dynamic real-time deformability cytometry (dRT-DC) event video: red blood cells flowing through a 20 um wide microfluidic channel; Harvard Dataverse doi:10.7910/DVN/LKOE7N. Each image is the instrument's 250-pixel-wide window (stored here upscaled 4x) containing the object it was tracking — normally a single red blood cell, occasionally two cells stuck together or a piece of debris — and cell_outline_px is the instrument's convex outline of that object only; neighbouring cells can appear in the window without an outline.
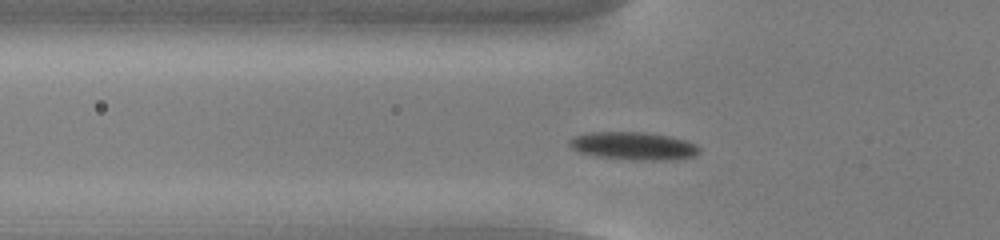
{"species": "common noctule bat (a hibernating species)", "species_latin": "Nyctalus noctula", "temperature_condition": "cold", "stored_images_in_passage": 46, "camera_frame_rate_fps": 3000, "um_per_image_px": 0.085, "animal": {"sex": "male", "body_mass_g": 13.0, "forearm_length_mm": 53.1}, "frame": {"image": 1, "passage_image": 10, "time_ms": 3.0, "image_size_px": [1000, 240], "cell_outline_px": [[700, 152], [692, 156], [672, 160], [632, 160], [596, 156], [580, 152], [572, 148], [568, 144], [568, 140], [576, 136], [592, 132], [644, 132], [668, 136], [684, 140], [696, 144], [700, 148]], "centroid_in_image_um": [53.85, 12.41], "position_along_channel_um": 72.0, "area_um2": 20.98}}
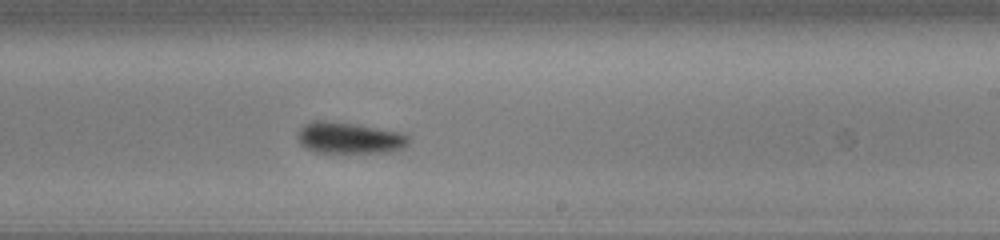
{"frame": {"image": 2, "passage_image": 25, "time_ms": 8.0, "image_size_px": [1000, 240], "cell_outline_px": [[408, 144], [404, 148], [392, 152], [316, 152], [300, 144], [296, 136], [296, 132], [304, 124], [312, 120], [324, 120], [356, 124], [400, 132], [408, 136]], "centroid_in_image_um": [29.66, 11.71], "position_along_channel_um": 259.3, "area_um2": 20.35}}
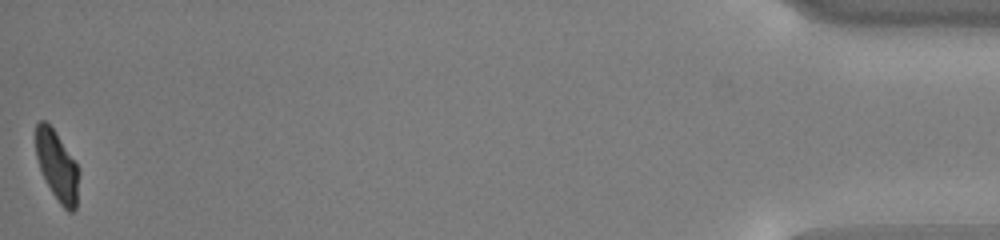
{"frame": {"image": 3, "passage_image": 46, "time_ms": 15.0, "image_size_px": [1000, 240], "cell_outline_px": [[80, 172], [76, 208], [72, 212], [68, 212], [60, 204], [52, 192], [40, 168], [36, 156], [36, 124], [40, 120], [44, 120], [56, 132], [80, 168]], "centroid_in_image_um": [4.89, 14.11], "position_along_channel_um": 430.3, "area_um2": 17.51}, "authors_computed_cell_mechanics": {"area_um2": 19.8543, "velocity_mm_per_s": 3.7639, "shape_relaxation_time_tau1_ms": 2.7414, "shape_relaxation_time_tau2_ms": 9.3101, "deformation_change_tau1": 0.1243, "deformation_change_tau2": 0.1504}}